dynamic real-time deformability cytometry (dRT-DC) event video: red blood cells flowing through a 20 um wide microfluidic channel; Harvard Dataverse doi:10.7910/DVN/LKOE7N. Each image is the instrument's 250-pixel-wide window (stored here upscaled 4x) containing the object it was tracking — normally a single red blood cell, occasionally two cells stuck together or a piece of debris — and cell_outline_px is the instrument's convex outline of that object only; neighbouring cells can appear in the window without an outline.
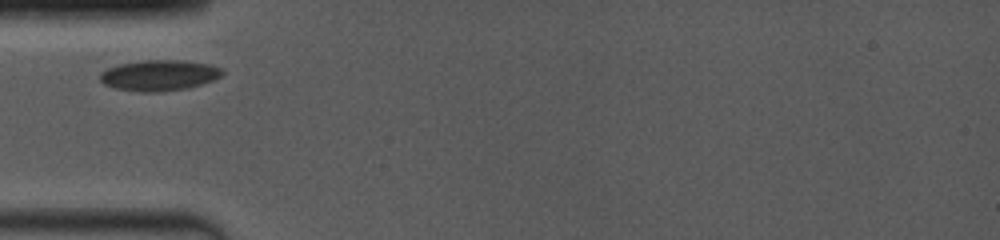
{"species": "common noctule bat (a hibernating species)", "species_latin": "Nyctalus noctula", "temperature_condition": "room temperature", "stored_images_in_passage": 23, "camera_frame_rate_fps": 4000, "um_per_image_px": 0.085, "animal": {"sex": "female", "body_mass_g": 19.0, "forearm_length_mm": 53.3}, "frame": {"image": 1, "passage_image": 1, "time_ms": 0.0, "image_size_px": [1000, 240], "cell_outline_px": [[224, 72], [220, 76], [212, 80], [188, 88], [156, 92], [140, 92], [116, 88], [104, 84], [100, 80], [100, 72], [108, 68], [120, 64], [140, 60], [180, 60], [208, 64], [220, 68]], "centroid_in_image_um": [13.5, 6.4], "position_along_channel_um": 71.5, "area_um2": 21.73}}